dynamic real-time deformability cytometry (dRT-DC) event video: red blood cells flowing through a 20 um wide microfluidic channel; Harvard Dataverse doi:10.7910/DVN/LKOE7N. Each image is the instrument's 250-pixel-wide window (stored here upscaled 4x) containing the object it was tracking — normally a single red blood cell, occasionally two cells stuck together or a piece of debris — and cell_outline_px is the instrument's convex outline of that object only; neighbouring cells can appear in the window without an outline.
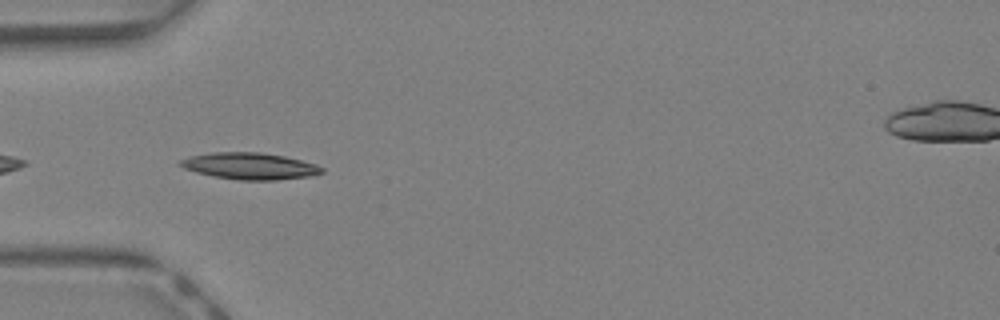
{"species": "Egyptian fruit bat (a non-hibernating species)", "species_latin": "Rousettus aegyptiacus", "temperature_condition": "warm", "stored_images_in_passage": 30, "camera_frame_rate_fps": 3000, "um_per_image_px": 0.085, "animal": {"sex": "female"}, "frame": {"image": 1, "passage_image": 1, "time_ms": 0.0, "image_size_px": [1000, 320], "cell_outline_px": [[324, 172], [312, 176], [276, 180], [240, 180], [216, 176], [196, 172], [184, 168], [176, 164], [180, 160], [192, 156], [212, 152], [260, 152], [284, 156], [316, 164], [324, 168]], "centroid_in_image_um": [21.26, 14.11], "position_along_channel_um": 63.7, "area_um2": 21.91}}
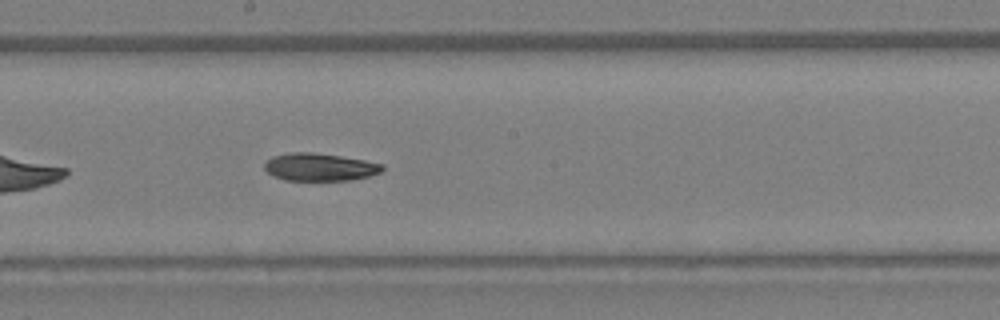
{"frame": {"image": 2, "passage_image": 11, "time_ms": 3.333, "image_size_px": [1000, 320], "cell_outline_px": [[384, 168], [380, 172], [368, 176], [352, 180], [284, 180], [272, 176], [264, 168], [264, 164], [272, 156], [288, 152], [312, 152], [340, 156], [364, 160], [384, 164]], "centroid_in_image_um": [27.15, 14.19], "position_along_channel_um": 221.0, "area_um2": 19.02}}
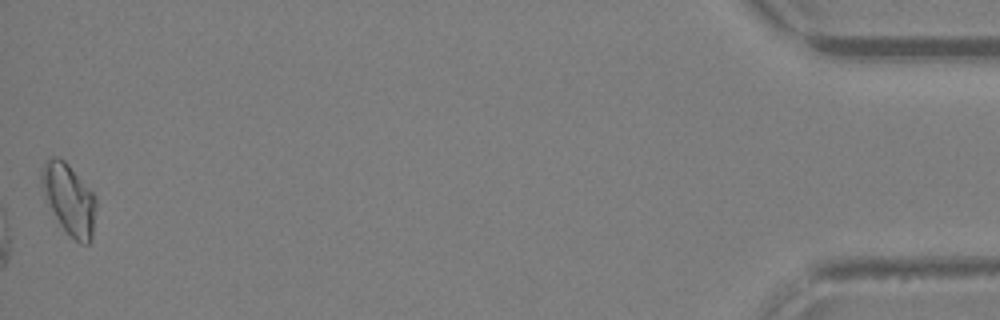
{"frame": {"image": 3, "passage_image": 30, "time_ms": 9.667, "image_size_px": [1000, 320], "cell_outline_px": [[96, 204], [92, 240], [88, 244], [80, 244], [60, 224], [44, 200], [40, 184], [40, 172], [44, 160], [52, 156], [60, 156], [68, 164], [96, 196]], "centroid_in_image_um": [5.83, 16.88], "position_along_channel_um": 429.4, "area_um2": 22.77}, "authors_computed_cell_mechanics": {"area_um2": 19.5075, "velocity_mm_per_s": 4.7833, "shape_relaxation_time_tau1_ms": 10.2977, "shape_relaxation_time_tau2_ms": null, "deformation_change_tau1": 0.2475, "deformation_change_tau2": null}}